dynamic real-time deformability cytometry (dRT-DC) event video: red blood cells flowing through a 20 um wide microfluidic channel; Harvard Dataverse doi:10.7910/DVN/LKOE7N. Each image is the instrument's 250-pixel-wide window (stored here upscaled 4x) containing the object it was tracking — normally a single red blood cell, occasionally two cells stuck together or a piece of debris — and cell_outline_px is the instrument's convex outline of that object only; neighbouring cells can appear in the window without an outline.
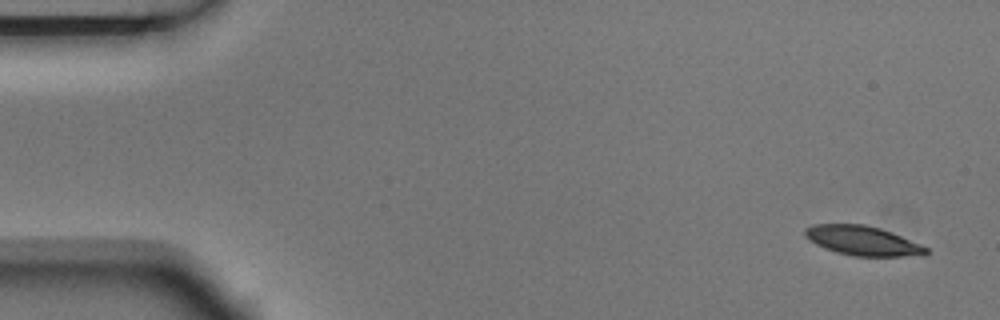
{"species": "Egyptian fruit bat (a non-hibernating species)", "species_latin": "Rousettus aegyptiacus", "temperature_condition": "room temperature", "stored_images_in_passage": 4, "camera_frame_rate_fps": 3000, "um_per_image_px": 0.085, "animal": {"sex": "male"}, "frame": {"image": 1, "passage_image": 1, "time_ms": 0.0, "image_size_px": [1000, 320], "cell_outline_px": [[928, 252], [924, 256], [852, 256], [836, 252], [816, 244], [808, 240], [804, 236], [804, 228], [812, 224], [864, 224], [880, 228], [892, 232], [920, 244], [928, 248]], "centroid_in_image_um": [73.31, 20.46], "position_along_channel_um": 11.7, "area_um2": 20.92}}